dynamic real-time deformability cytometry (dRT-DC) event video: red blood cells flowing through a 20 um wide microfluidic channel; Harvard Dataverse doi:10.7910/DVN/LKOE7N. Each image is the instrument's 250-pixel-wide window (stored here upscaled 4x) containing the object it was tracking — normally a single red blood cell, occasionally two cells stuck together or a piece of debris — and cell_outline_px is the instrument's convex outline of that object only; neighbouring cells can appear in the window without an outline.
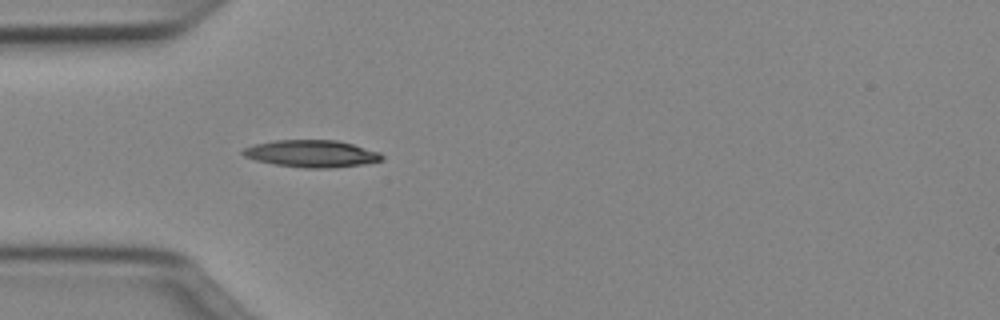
{"species": "Egyptian fruit bat (a non-hibernating species)", "species_latin": "Rousettus aegyptiacus", "temperature_condition": "cold", "stored_images_in_passage": 36, "camera_frame_rate_fps": 3000, "um_per_image_px": 0.085, "animal": {"sex": "female"}, "frame": {"image": 1, "passage_image": 1, "time_ms": 0.0, "image_size_px": [1000, 320], "cell_outline_px": [[384, 160], [364, 164], [332, 168], [304, 168], [276, 164], [256, 160], [244, 156], [240, 152], [244, 148], [252, 144], [276, 140], [336, 140], [352, 144], [380, 152], [384, 156]], "centroid_in_image_um": [26.49, 13.06], "position_along_channel_um": 58.5, "area_um2": 22.02}}
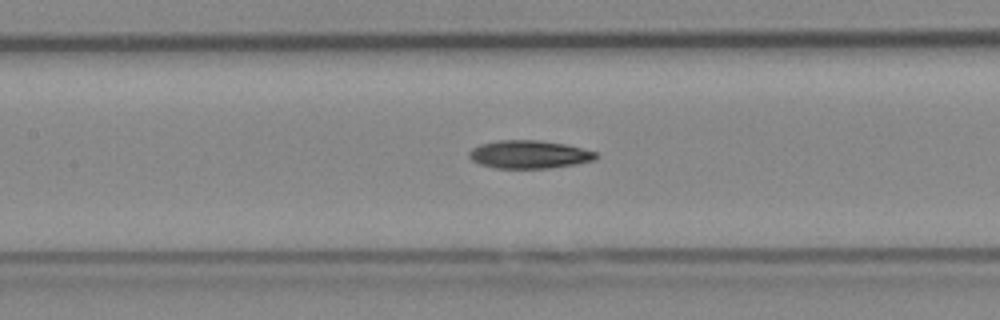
{"frame": {"image": 2, "passage_image": 9, "time_ms": 2.667, "image_size_px": [1000, 320], "cell_outline_px": [[600, 156], [596, 160], [576, 164], [552, 168], [496, 168], [480, 164], [472, 160], [468, 156], [468, 152], [472, 148], [480, 144], [496, 140], [540, 140], [564, 144], [596, 152]], "centroid_in_image_um": [44.98, 13.13], "position_along_channel_um": 162.4, "area_um2": 20.87}}
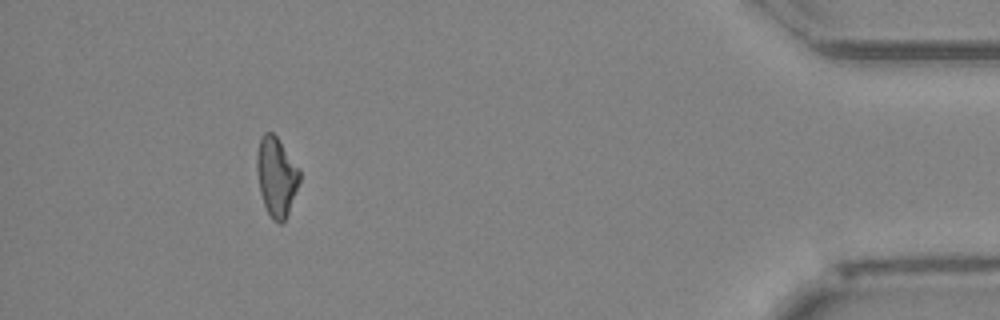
{"frame": {"image": 3, "passage_image": 32, "time_ms": 10.333, "image_size_px": [1000, 320], "cell_outline_px": [[300, 180], [288, 212], [284, 220], [280, 224], [272, 220], [264, 204], [260, 192], [256, 168], [256, 156], [260, 136], [264, 132], [272, 132], [276, 136], [300, 168]], "centroid_in_image_um": [23.48, 14.98], "position_along_channel_um": 411.7, "area_um2": 19.71}, "authors_computed_cell_mechanics": {"area_um2": 20.2878, "velocity_mm_per_s": 4.0395, "shape_relaxation_time_tau1_ms": 8.2308, "shape_relaxation_time_tau2_ms": 11.2454, "deformation_change_tau1": 0.1852, "deformation_change_tau2": 0.2611}}